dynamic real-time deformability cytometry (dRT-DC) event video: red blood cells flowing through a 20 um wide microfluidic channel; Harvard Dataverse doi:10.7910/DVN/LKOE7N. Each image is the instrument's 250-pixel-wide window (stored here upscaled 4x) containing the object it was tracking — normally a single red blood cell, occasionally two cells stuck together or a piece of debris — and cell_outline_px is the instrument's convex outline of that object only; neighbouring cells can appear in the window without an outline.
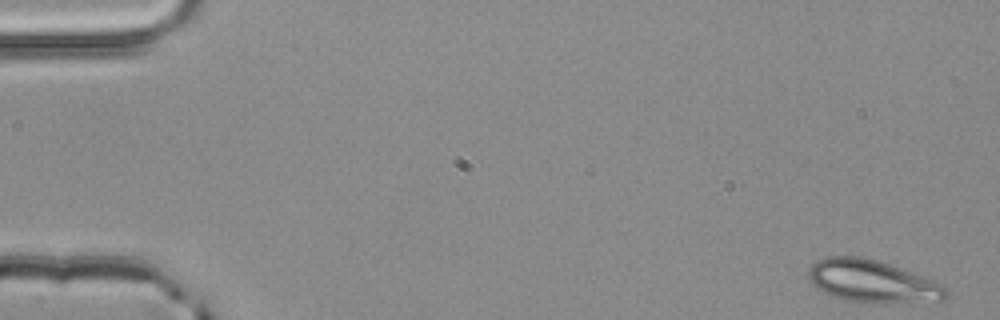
{"species": "common noctule bat (a hibernating species)", "species_latin": "Nyctalus noctula", "temperature_condition": "room temperature", "stored_images_in_passage": 4, "camera_frame_rate_fps": 3000, "um_per_image_px": 0.085, "animal": {"sex": "male", "body_mass_g": 20.4}, "frame": {"image": 1, "passage_image": 1, "time_ms": 0.0, "image_size_px": [1000, 320], "cell_outline_px": [[948, 296], [944, 300], [844, 300], [824, 292], [812, 284], [808, 280], [808, 268], [816, 260], [824, 256], [860, 256], [876, 260], [888, 264], [944, 284], [948, 288]], "centroid_in_image_um": [74.07, 23.85], "position_along_channel_um": 10.9, "area_um2": 32.83}}